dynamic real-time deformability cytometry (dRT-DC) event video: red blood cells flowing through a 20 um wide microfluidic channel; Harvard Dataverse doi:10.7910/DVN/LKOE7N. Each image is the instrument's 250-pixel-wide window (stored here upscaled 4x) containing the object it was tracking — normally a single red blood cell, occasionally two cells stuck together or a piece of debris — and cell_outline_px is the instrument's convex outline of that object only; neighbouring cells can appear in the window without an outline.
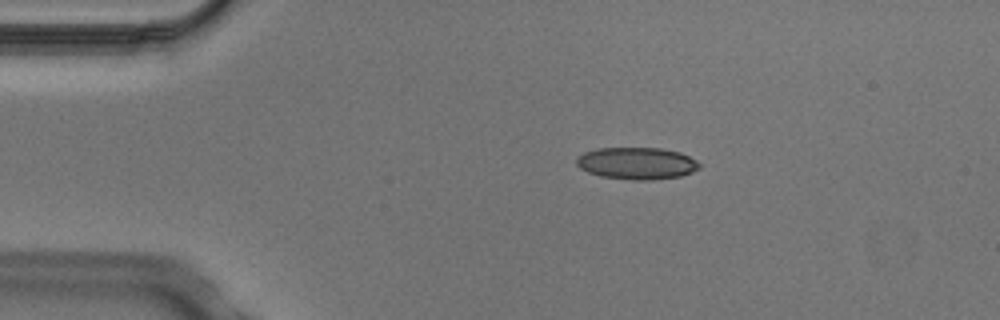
{"species": "Egyptian fruit bat (a non-hibernating species)", "species_latin": "Rousettus aegyptiacus", "temperature_condition": "cold", "stored_images_in_passage": 5, "camera_frame_rate_fps": 3000, "um_per_image_px": 0.085, "animal": {"sex": "male"}, "frame": {"image": 1, "passage_image": 3, "time_ms": 0.667, "image_size_px": [1000, 320], "cell_outline_px": [[700, 168], [692, 172], [680, 176], [652, 180], [632, 180], [600, 176], [588, 172], [580, 168], [576, 164], [576, 160], [584, 152], [596, 148], [660, 148], [680, 152], [696, 160], [700, 164]], "centroid_in_image_um": [54.13, 13.88], "position_along_channel_um": 30.9, "area_um2": 22.95}}
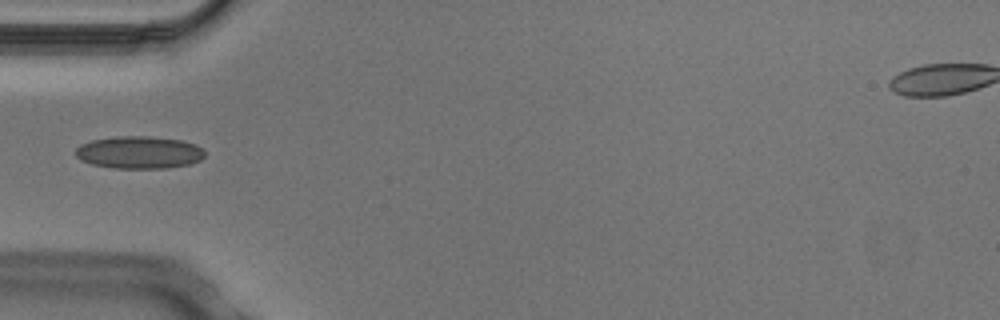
{"frame": {"image": 2, "passage_image": 5, "time_ms": 1.333, "image_size_px": [1000, 320], "cell_outline_px": [[204, 156], [200, 160], [188, 164], [168, 168], [112, 168], [92, 164], [80, 160], [76, 156], [76, 148], [80, 144], [92, 140], [120, 136], [148, 136], [180, 140], [196, 144], [204, 152]], "centroid_in_image_um": [11.8, 12.96], "position_along_channel_um": 73.2, "area_um2": 24.33}}